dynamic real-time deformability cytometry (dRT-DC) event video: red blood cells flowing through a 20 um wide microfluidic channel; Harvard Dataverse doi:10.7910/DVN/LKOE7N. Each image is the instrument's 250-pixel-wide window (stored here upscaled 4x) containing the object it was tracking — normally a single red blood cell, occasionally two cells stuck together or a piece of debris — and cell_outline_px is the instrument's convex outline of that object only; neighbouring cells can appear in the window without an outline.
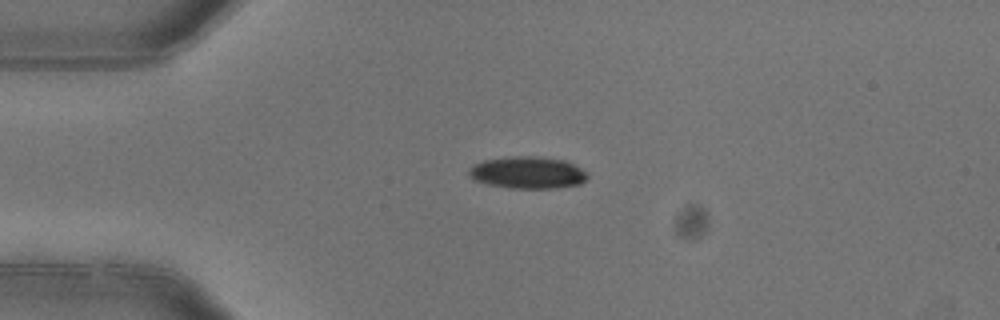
{"species": "common noctule bat (a hibernating species)", "species_latin": "Nyctalus noctula", "temperature_condition": "warm", "stored_images_in_passage": 4, "camera_frame_rate_fps": 3000, "um_per_image_px": 0.085, "animal": {"sex": "female"}, "frame": {"image": 1, "passage_image": 1, "time_ms": 0.0, "image_size_px": [1000, 320], "cell_outline_px": [[588, 176], [580, 184], [556, 188], [508, 188], [488, 184], [472, 180], [468, 176], [468, 168], [484, 160], [508, 156], [536, 156], [564, 160], [588, 172]], "centroid_in_image_um": [44.81, 14.67], "position_along_channel_um": 40.2, "area_um2": 22.25}}
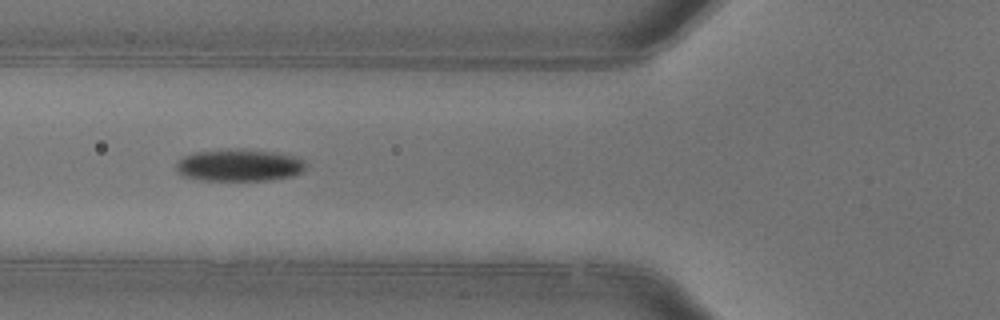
{"frame": {"image": 2, "passage_image": 3, "time_ms": 0.667, "image_size_px": [1000, 320], "cell_outline_px": [[304, 168], [300, 172], [292, 176], [268, 180], [204, 180], [184, 176], [176, 168], [176, 164], [184, 156], [196, 152], [228, 148], [240, 148], [276, 152], [296, 156], [304, 160]], "centroid_in_image_um": [20.35, 14.02], "position_along_channel_um": 105.5, "area_um2": 24.22}}